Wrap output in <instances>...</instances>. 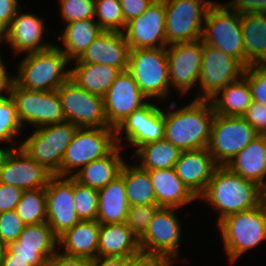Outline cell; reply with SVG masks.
I'll use <instances>...</instances> for the list:
<instances>
[{"instance_id":"obj_1","label":"cell","mask_w":266,"mask_h":266,"mask_svg":"<svg viewBox=\"0 0 266 266\" xmlns=\"http://www.w3.org/2000/svg\"><path fill=\"white\" fill-rule=\"evenodd\" d=\"M169 106L163 110L165 139L181 151L207 148L215 116L211 101L193 98L188 105L176 110L175 102Z\"/></svg>"},{"instance_id":"obj_2","label":"cell","mask_w":266,"mask_h":266,"mask_svg":"<svg viewBox=\"0 0 266 266\" xmlns=\"http://www.w3.org/2000/svg\"><path fill=\"white\" fill-rule=\"evenodd\" d=\"M199 198L220 213L218 224L231 214L260 205L263 202V191L256 183L242 178L227 166H217Z\"/></svg>"},{"instance_id":"obj_3","label":"cell","mask_w":266,"mask_h":266,"mask_svg":"<svg viewBox=\"0 0 266 266\" xmlns=\"http://www.w3.org/2000/svg\"><path fill=\"white\" fill-rule=\"evenodd\" d=\"M68 62L56 44L43 51L26 53L17 65L15 82L34 91L57 90L70 77Z\"/></svg>"},{"instance_id":"obj_4","label":"cell","mask_w":266,"mask_h":266,"mask_svg":"<svg viewBox=\"0 0 266 266\" xmlns=\"http://www.w3.org/2000/svg\"><path fill=\"white\" fill-rule=\"evenodd\" d=\"M230 264L266 239V206L231 214L217 224Z\"/></svg>"},{"instance_id":"obj_5","label":"cell","mask_w":266,"mask_h":266,"mask_svg":"<svg viewBox=\"0 0 266 266\" xmlns=\"http://www.w3.org/2000/svg\"><path fill=\"white\" fill-rule=\"evenodd\" d=\"M127 71L148 99H167L170 95L166 47L130 49ZM170 91V92H169Z\"/></svg>"},{"instance_id":"obj_6","label":"cell","mask_w":266,"mask_h":266,"mask_svg":"<svg viewBox=\"0 0 266 266\" xmlns=\"http://www.w3.org/2000/svg\"><path fill=\"white\" fill-rule=\"evenodd\" d=\"M77 129L78 127L69 121L36 128L20 146L54 176L61 177V162Z\"/></svg>"},{"instance_id":"obj_7","label":"cell","mask_w":266,"mask_h":266,"mask_svg":"<svg viewBox=\"0 0 266 266\" xmlns=\"http://www.w3.org/2000/svg\"><path fill=\"white\" fill-rule=\"evenodd\" d=\"M201 40L237 58L245 66L241 15L226 4L214 2L208 9Z\"/></svg>"},{"instance_id":"obj_8","label":"cell","mask_w":266,"mask_h":266,"mask_svg":"<svg viewBox=\"0 0 266 266\" xmlns=\"http://www.w3.org/2000/svg\"><path fill=\"white\" fill-rule=\"evenodd\" d=\"M116 145L114 128H78L63 156L61 177H72L91 161L106 156Z\"/></svg>"},{"instance_id":"obj_9","label":"cell","mask_w":266,"mask_h":266,"mask_svg":"<svg viewBox=\"0 0 266 266\" xmlns=\"http://www.w3.org/2000/svg\"><path fill=\"white\" fill-rule=\"evenodd\" d=\"M210 0H164L167 46L200 40Z\"/></svg>"},{"instance_id":"obj_10","label":"cell","mask_w":266,"mask_h":266,"mask_svg":"<svg viewBox=\"0 0 266 266\" xmlns=\"http://www.w3.org/2000/svg\"><path fill=\"white\" fill-rule=\"evenodd\" d=\"M258 136L242 117L215 114L207 149L218 166H226Z\"/></svg>"},{"instance_id":"obj_11","label":"cell","mask_w":266,"mask_h":266,"mask_svg":"<svg viewBox=\"0 0 266 266\" xmlns=\"http://www.w3.org/2000/svg\"><path fill=\"white\" fill-rule=\"evenodd\" d=\"M65 121L78 128L108 127L104 97L84 90L70 77L57 89Z\"/></svg>"},{"instance_id":"obj_12","label":"cell","mask_w":266,"mask_h":266,"mask_svg":"<svg viewBox=\"0 0 266 266\" xmlns=\"http://www.w3.org/2000/svg\"><path fill=\"white\" fill-rule=\"evenodd\" d=\"M10 96L15 102L22 127L28 123L40 128L65 121L57 90L34 91L20 87L15 82Z\"/></svg>"},{"instance_id":"obj_13","label":"cell","mask_w":266,"mask_h":266,"mask_svg":"<svg viewBox=\"0 0 266 266\" xmlns=\"http://www.w3.org/2000/svg\"><path fill=\"white\" fill-rule=\"evenodd\" d=\"M245 69L237 58L203 43L202 67L198 82L202 94H197L195 99L210 100L226 85L242 78Z\"/></svg>"},{"instance_id":"obj_14","label":"cell","mask_w":266,"mask_h":266,"mask_svg":"<svg viewBox=\"0 0 266 266\" xmlns=\"http://www.w3.org/2000/svg\"><path fill=\"white\" fill-rule=\"evenodd\" d=\"M178 208L160 207L149 223L147 231L139 239L141 252L177 258L182 225L175 211Z\"/></svg>"},{"instance_id":"obj_15","label":"cell","mask_w":266,"mask_h":266,"mask_svg":"<svg viewBox=\"0 0 266 266\" xmlns=\"http://www.w3.org/2000/svg\"><path fill=\"white\" fill-rule=\"evenodd\" d=\"M125 134L124 137L120 134ZM116 144L129 141L136 149L144 144L165 139V120L162 109L147 103L136 109L115 129ZM122 140V141H121Z\"/></svg>"},{"instance_id":"obj_16","label":"cell","mask_w":266,"mask_h":266,"mask_svg":"<svg viewBox=\"0 0 266 266\" xmlns=\"http://www.w3.org/2000/svg\"><path fill=\"white\" fill-rule=\"evenodd\" d=\"M170 88L175 87L178 94L189 93L198 85L202 67L203 42L197 40L177 43L166 47ZM197 83V84H196Z\"/></svg>"},{"instance_id":"obj_17","label":"cell","mask_w":266,"mask_h":266,"mask_svg":"<svg viewBox=\"0 0 266 266\" xmlns=\"http://www.w3.org/2000/svg\"><path fill=\"white\" fill-rule=\"evenodd\" d=\"M47 224L59 238L80 221L74 204V178L53 176L45 187Z\"/></svg>"},{"instance_id":"obj_18","label":"cell","mask_w":266,"mask_h":266,"mask_svg":"<svg viewBox=\"0 0 266 266\" xmlns=\"http://www.w3.org/2000/svg\"><path fill=\"white\" fill-rule=\"evenodd\" d=\"M123 32L130 49L167 47L164 0H154L143 14L127 22Z\"/></svg>"},{"instance_id":"obj_19","label":"cell","mask_w":266,"mask_h":266,"mask_svg":"<svg viewBox=\"0 0 266 266\" xmlns=\"http://www.w3.org/2000/svg\"><path fill=\"white\" fill-rule=\"evenodd\" d=\"M53 176L44 166L32 159L20 145L11 148L0 168V182L16 186L23 191L45 188Z\"/></svg>"},{"instance_id":"obj_20","label":"cell","mask_w":266,"mask_h":266,"mask_svg":"<svg viewBox=\"0 0 266 266\" xmlns=\"http://www.w3.org/2000/svg\"><path fill=\"white\" fill-rule=\"evenodd\" d=\"M6 249L15 257L28 260L31 266H47L58 252V237L47 222L25 225L19 238Z\"/></svg>"},{"instance_id":"obj_21","label":"cell","mask_w":266,"mask_h":266,"mask_svg":"<svg viewBox=\"0 0 266 266\" xmlns=\"http://www.w3.org/2000/svg\"><path fill=\"white\" fill-rule=\"evenodd\" d=\"M142 94L133 76L121 71L104 96V111L108 127L116 129L136 109L144 106Z\"/></svg>"},{"instance_id":"obj_22","label":"cell","mask_w":266,"mask_h":266,"mask_svg":"<svg viewBox=\"0 0 266 266\" xmlns=\"http://www.w3.org/2000/svg\"><path fill=\"white\" fill-rule=\"evenodd\" d=\"M42 18L32 13L17 11L9 27L0 36L1 43L7 42L15 54L38 52L49 49L54 44L43 42L46 30Z\"/></svg>"},{"instance_id":"obj_23","label":"cell","mask_w":266,"mask_h":266,"mask_svg":"<svg viewBox=\"0 0 266 266\" xmlns=\"http://www.w3.org/2000/svg\"><path fill=\"white\" fill-rule=\"evenodd\" d=\"M218 165L207 148L182 151L174 169L188 190L198 199L206 190Z\"/></svg>"},{"instance_id":"obj_24","label":"cell","mask_w":266,"mask_h":266,"mask_svg":"<svg viewBox=\"0 0 266 266\" xmlns=\"http://www.w3.org/2000/svg\"><path fill=\"white\" fill-rule=\"evenodd\" d=\"M129 51L124 32L103 31L74 62L106 64L125 71Z\"/></svg>"},{"instance_id":"obj_25","label":"cell","mask_w":266,"mask_h":266,"mask_svg":"<svg viewBox=\"0 0 266 266\" xmlns=\"http://www.w3.org/2000/svg\"><path fill=\"white\" fill-rule=\"evenodd\" d=\"M100 224L97 220H80L58 238L62 254L93 260L97 257Z\"/></svg>"},{"instance_id":"obj_26","label":"cell","mask_w":266,"mask_h":266,"mask_svg":"<svg viewBox=\"0 0 266 266\" xmlns=\"http://www.w3.org/2000/svg\"><path fill=\"white\" fill-rule=\"evenodd\" d=\"M226 166L263 189L266 186V135H258Z\"/></svg>"},{"instance_id":"obj_27","label":"cell","mask_w":266,"mask_h":266,"mask_svg":"<svg viewBox=\"0 0 266 266\" xmlns=\"http://www.w3.org/2000/svg\"><path fill=\"white\" fill-rule=\"evenodd\" d=\"M159 207L181 208L196 197L188 190L173 168L149 170Z\"/></svg>"},{"instance_id":"obj_28","label":"cell","mask_w":266,"mask_h":266,"mask_svg":"<svg viewBox=\"0 0 266 266\" xmlns=\"http://www.w3.org/2000/svg\"><path fill=\"white\" fill-rule=\"evenodd\" d=\"M140 252L139 239L126 223L100 224L97 257L129 258Z\"/></svg>"},{"instance_id":"obj_29","label":"cell","mask_w":266,"mask_h":266,"mask_svg":"<svg viewBox=\"0 0 266 266\" xmlns=\"http://www.w3.org/2000/svg\"><path fill=\"white\" fill-rule=\"evenodd\" d=\"M124 147L116 145L106 156L91 161L72 177L82 185L95 190L102 189L119 175L125 162L121 155Z\"/></svg>"},{"instance_id":"obj_30","label":"cell","mask_w":266,"mask_h":266,"mask_svg":"<svg viewBox=\"0 0 266 266\" xmlns=\"http://www.w3.org/2000/svg\"><path fill=\"white\" fill-rule=\"evenodd\" d=\"M98 200L99 224L126 223L129 203L123 177L120 174L98 190Z\"/></svg>"},{"instance_id":"obj_31","label":"cell","mask_w":266,"mask_h":266,"mask_svg":"<svg viewBox=\"0 0 266 266\" xmlns=\"http://www.w3.org/2000/svg\"><path fill=\"white\" fill-rule=\"evenodd\" d=\"M70 78L87 92L104 97L121 72L118 68L95 63L75 62Z\"/></svg>"},{"instance_id":"obj_32","label":"cell","mask_w":266,"mask_h":266,"mask_svg":"<svg viewBox=\"0 0 266 266\" xmlns=\"http://www.w3.org/2000/svg\"><path fill=\"white\" fill-rule=\"evenodd\" d=\"M102 32L95 18L66 23L58 37L64 45L60 49L70 62L79 59Z\"/></svg>"},{"instance_id":"obj_33","label":"cell","mask_w":266,"mask_h":266,"mask_svg":"<svg viewBox=\"0 0 266 266\" xmlns=\"http://www.w3.org/2000/svg\"><path fill=\"white\" fill-rule=\"evenodd\" d=\"M245 67L266 64V14L241 15Z\"/></svg>"},{"instance_id":"obj_34","label":"cell","mask_w":266,"mask_h":266,"mask_svg":"<svg viewBox=\"0 0 266 266\" xmlns=\"http://www.w3.org/2000/svg\"><path fill=\"white\" fill-rule=\"evenodd\" d=\"M210 101L215 114L240 117L252 104L253 98L248 81L242 77L226 85Z\"/></svg>"},{"instance_id":"obj_35","label":"cell","mask_w":266,"mask_h":266,"mask_svg":"<svg viewBox=\"0 0 266 266\" xmlns=\"http://www.w3.org/2000/svg\"><path fill=\"white\" fill-rule=\"evenodd\" d=\"M119 174L123 177L129 206L157 205L149 171L142 169L136 163H123Z\"/></svg>"},{"instance_id":"obj_36","label":"cell","mask_w":266,"mask_h":266,"mask_svg":"<svg viewBox=\"0 0 266 266\" xmlns=\"http://www.w3.org/2000/svg\"><path fill=\"white\" fill-rule=\"evenodd\" d=\"M181 150L166 139L150 142L135 149L134 158L144 170L173 168Z\"/></svg>"},{"instance_id":"obj_37","label":"cell","mask_w":266,"mask_h":266,"mask_svg":"<svg viewBox=\"0 0 266 266\" xmlns=\"http://www.w3.org/2000/svg\"><path fill=\"white\" fill-rule=\"evenodd\" d=\"M15 211L25 225L47 222L45 188L23 191Z\"/></svg>"},{"instance_id":"obj_38","label":"cell","mask_w":266,"mask_h":266,"mask_svg":"<svg viewBox=\"0 0 266 266\" xmlns=\"http://www.w3.org/2000/svg\"><path fill=\"white\" fill-rule=\"evenodd\" d=\"M94 18L103 31L123 32L127 25L119 0H95Z\"/></svg>"},{"instance_id":"obj_39","label":"cell","mask_w":266,"mask_h":266,"mask_svg":"<svg viewBox=\"0 0 266 266\" xmlns=\"http://www.w3.org/2000/svg\"><path fill=\"white\" fill-rule=\"evenodd\" d=\"M22 128L12 97L0 99V142L15 143Z\"/></svg>"},{"instance_id":"obj_40","label":"cell","mask_w":266,"mask_h":266,"mask_svg":"<svg viewBox=\"0 0 266 266\" xmlns=\"http://www.w3.org/2000/svg\"><path fill=\"white\" fill-rule=\"evenodd\" d=\"M98 190L80 184L74 179V204L80 220H97Z\"/></svg>"},{"instance_id":"obj_41","label":"cell","mask_w":266,"mask_h":266,"mask_svg":"<svg viewBox=\"0 0 266 266\" xmlns=\"http://www.w3.org/2000/svg\"><path fill=\"white\" fill-rule=\"evenodd\" d=\"M60 15L65 23L95 17V0H59Z\"/></svg>"},{"instance_id":"obj_42","label":"cell","mask_w":266,"mask_h":266,"mask_svg":"<svg viewBox=\"0 0 266 266\" xmlns=\"http://www.w3.org/2000/svg\"><path fill=\"white\" fill-rule=\"evenodd\" d=\"M159 208L158 205L129 206L126 224L138 239L147 231L149 223Z\"/></svg>"},{"instance_id":"obj_43","label":"cell","mask_w":266,"mask_h":266,"mask_svg":"<svg viewBox=\"0 0 266 266\" xmlns=\"http://www.w3.org/2000/svg\"><path fill=\"white\" fill-rule=\"evenodd\" d=\"M243 77L248 81L253 101L266 106V64H251Z\"/></svg>"},{"instance_id":"obj_44","label":"cell","mask_w":266,"mask_h":266,"mask_svg":"<svg viewBox=\"0 0 266 266\" xmlns=\"http://www.w3.org/2000/svg\"><path fill=\"white\" fill-rule=\"evenodd\" d=\"M24 227L15 210L0 213V241L6 246L19 238Z\"/></svg>"},{"instance_id":"obj_45","label":"cell","mask_w":266,"mask_h":266,"mask_svg":"<svg viewBox=\"0 0 266 266\" xmlns=\"http://www.w3.org/2000/svg\"><path fill=\"white\" fill-rule=\"evenodd\" d=\"M242 117L255 129L258 135H266V106L253 101Z\"/></svg>"},{"instance_id":"obj_46","label":"cell","mask_w":266,"mask_h":266,"mask_svg":"<svg viewBox=\"0 0 266 266\" xmlns=\"http://www.w3.org/2000/svg\"><path fill=\"white\" fill-rule=\"evenodd\" d=\"M22 194L18 187L0 182V213L15 210Z\"/></svg>"},{"instance_id":"obj_47","label":"cell","mask_w":266,"mask_h":266,"mask_svg":"<svg viewBox=\"0 0 266 266\" xmlns=\"http://www.w3.org/2000/svg\"><path fill=\"white\" fill-rule=\"evenodd\" d=\"M226 5L239 15L266 14V0H231Z\"/></svg>"},{"instance_id":"obj_48","label":"cell","mask_w":266,"mask_h":266,"mask_svg":"<svg viewBox=\"0 0 266 266\" xmlns=\"http://www.w3.org/2000/svg\"><path fill=\"white\" fill-rule=\"evenodd\" d=\"M125 22L143 14L154 0H119Z\"/></svg>"},{"instance_id":"obj_49","label":"cell","mask_w":266,"mask_h":266,"mask_svg":"<svg viewBox=\"0 0 266 266\" xmlns=\"http://www.w3.org/2000/svg\"><path fill=\"white\" fill-rule=\"evenodd\" d=\"M19 0H0V36L9 27L11 20L21 7Z\"/></svg>"},{"instance_id":"obj_50","label":"cell","mask_w":266,"mask_h":266,"mask_svg":"<svg viewBox=\"0 0 266 266\" xmlns=\"http://www.w3.org/2000/svg\"><path fill=\"white\" fill-rule=\"evenodd\" d=\"M47 266H91V260L82 257H72L57 252Z\"/></svg>"},{"instance_id":"obj_51","label":"cell","mask_w":266,"mask_h":266,"mask_svg":"<svg viewBox=\"0 0 266 266\" xmlns=\"http://www.w3.org/2000/svg\"><path fill=\"white\" fill-rule=\"evenodd\" d=\"M163 259L159 255L140 252L127 258V266H157Z\"/></svg>"},{"instance_id":"obj_52","label":"cell","mask_w":266,"mask_h":266,"mask_svg":"<svg viewBox=\"0 0 266 266\" xmlns=\"http://www.w3.org/2000/svg\"><path fill=\"white\" fill-rule=\"evenodd\" d=\"M5 64L0 55V99H3L10 95L11 89L15 83V76L9 75L5 69ZM5 92L4 94H2Z\"/></svg>"},{"instance_id":"obj_53","label":"cell","mask_w":266,"mask_h":266,"mask_svg":"<svg viewBox=\"0 0 266 266\" xmlns=\"http://www.w3.org/2000/svg\"><path fill=\"white\" fill-rule=\"evenodd\" d=\"M91 266H127V258L123 257H96L91 260Z\"/></svg>"},{"instance_id":"obj_54","label":"cell","mask_w":266,"mask_h":266,"mask_svg":"<svg viewBox=\"0 0 266 266\" xmlns=\"http://www.w3.org/2000/svg\"><path fill=\"white\" fill-rule=\"evenodd\" d=\"M2 266H31L28 260L15 257V253L5 250Z\"/></svg>"},{"instance_id":"obj_55","label":"cell","mask_w":266,"mask_h":266,"mask_svg":"<svg viewBox=\"0 0 266 266\" xmlns=\"http://www.w3.org/2000/svg\"><path fill=\"white\" fill-rule=\"evenodd\" d=\"M11 148H16V147L12 146V147L5 148L4 149V148H2L0 146V168L2 166V163L4 161V158L6 157V155L8 154V152L11 150Z\"/></svg>"},{"instance_id":"obj_56","label":"cell","mask_w":266,"mask_h":266,"mask_svg":"<svg viewBox=\"0 0 266 266\" xmlns=\"http://www.w3.org/2000/svg\"><path fill=\"white\" fill-rule=\"evenodd\" d=\"M176 258H164L157 266H172Z\"/></svg>"},{"instance_id":"obj_57","label":"cell","mask_w":266,"mask_h":266,"mask_svg":"<svg viewBox=\"0 0 266 266\" xmlns=\"http://www.w3.org/2000/svg\"><path fill=\"white\" fill-rule=\"evenodd\" d=\"M5 250H6V245L0 241V266H2Z\"/></svg>"},{"instance_id":"obj_58","label":"cell","mask_w":266,"mask_h":266,"mask_svg":"<svg viewBox=\"0 0 266 266\" xmlns=\"http://www.w3.org/2000/svg\"><path fill=\"white\" fill-rule=\"evenodd\" d=\"M262 191H263V203L266 206V186L262 189Z\"/></svg>"}]
</instances>
